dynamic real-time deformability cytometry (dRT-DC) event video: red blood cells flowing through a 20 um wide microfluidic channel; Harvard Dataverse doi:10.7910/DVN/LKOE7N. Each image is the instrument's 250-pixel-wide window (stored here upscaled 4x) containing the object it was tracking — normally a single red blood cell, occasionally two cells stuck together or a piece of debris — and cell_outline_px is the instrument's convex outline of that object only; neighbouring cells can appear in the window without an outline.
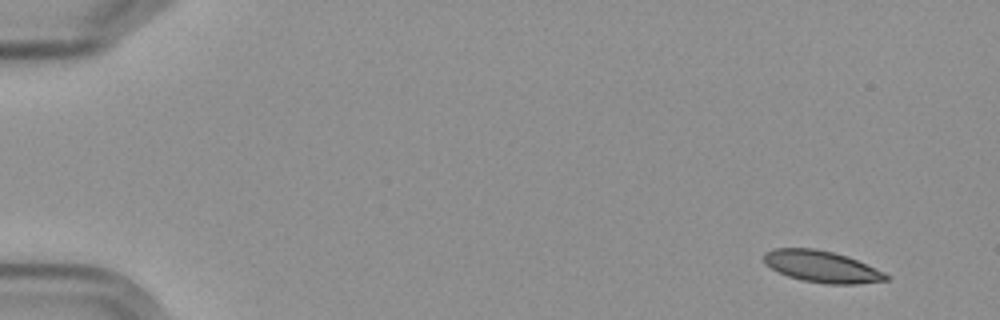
{"species": "Egyptian fruit bat (a non-hibernating species)", "species_latin": "Rousettus aegyptiacus", "temperature_condition": "cold", "stored_images_in_passage": 54, "camera_frame_rate_fps": 3000, "um_per_image_px": 0.085, "frame": {"image": 1, "passage_image": 1, "time_ms": 0.0, "image_size_px": [1000, 320], "cell_outline_px": [[888, 280], [856, 284], [828, 284], [804, 280], [788, 276], [772, 268], [764, 260], [764, 252], [772, 248], [812, 248], [832, 252], [848, 256], [884, 272], [888, 276]], "centroid_in_image_um": [69.86, 22.65], "position_along_channel_um": 15.1, "area_um2": 22.2}}
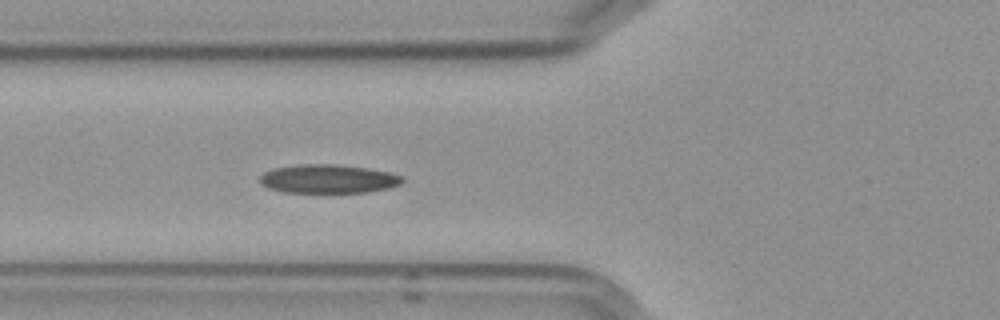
{"frame": {"image": 2, "passage_image": 19, "time_ms": 6.0, "image_size_px": [1000, 320], "cell_outline_px": [[404, 180], [400, 184], [388, 188], [368, 192], [284, 192], [268, 188], [260, 184], [260, 176], [264, 172], [272, 168], [300, 164], [336, 164], [368, 168], [392, 172], [404, 176]], "centroid_in_image_um": [27.91, 15.19], "position_along_channel_um": 97.9, "area_um2": 24.04}}
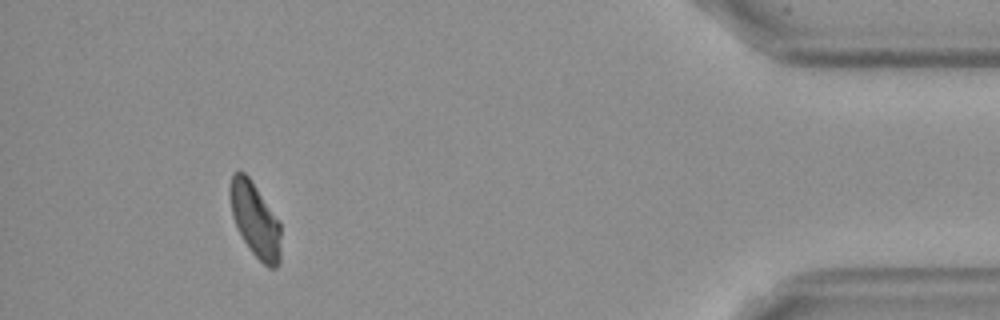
{"frame": {"image": 3, "passage_image": 50, "time_ms": 16.333, "image_size_px": [1000, 320], "cell_outline_px": [[280, 260], [276, 268], [268, 268], [248, 248], [232, 216], [232, 172], [244, 172], [248, 176], [280, 220]], "centroid_in_image_um": [21.74, 18.74], "position_along_channel_um": 413.5, "area_um2": 21.5}, "authors_computed_cell_mechanics": {"area_um2": 23.409, "velocity_mm_per_s": 3.5779, "shape_relaxation_time_tau1_ms": 5.5258, "shape_relaxation_time_tau2_ms": 4.1626, "deformation_change_tau1": 0.134, "deformation_change_tau2": 0.0908}}